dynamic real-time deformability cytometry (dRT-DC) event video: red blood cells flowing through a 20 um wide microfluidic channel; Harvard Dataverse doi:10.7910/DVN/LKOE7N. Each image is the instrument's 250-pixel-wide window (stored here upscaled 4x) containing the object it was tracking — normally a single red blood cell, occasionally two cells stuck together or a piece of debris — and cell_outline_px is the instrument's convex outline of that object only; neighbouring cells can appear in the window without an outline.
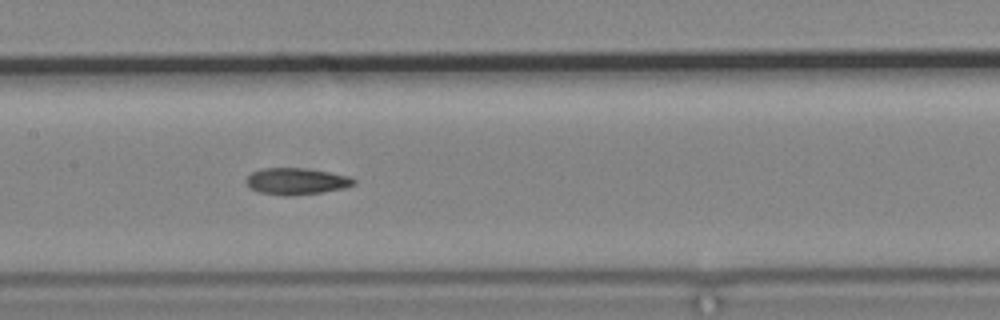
{"species": "common noctule bat (a hibernating species)", "species_latin": "Nyctalus noctula", "temperature_condition": "cold", "stored_images_in_passage": 14, "camera_frame_rate_fps": 3000, "um_per_image_px": 0.085, "animal": {"sex": "male", "body_mass_g": 19.2, "forearm_length_mm": 51.8}, "frame": {"image": 1, "passage_image": 7, "time_ms": 8.333, "image_size_px": [1000, 320], "cell_outline_px": [[356, 184], [344, 188], [320, 192], [288, 196], [260, 192], [248, 188], [244, 180], [252, 172], [264, 168], [304, 168], [328, 172], [348, 176], [356, 180]], "centroid_in_image_um": [25.16, 15.4], "position_along_channel_um": 182.2, "area_um2": 16.59}}
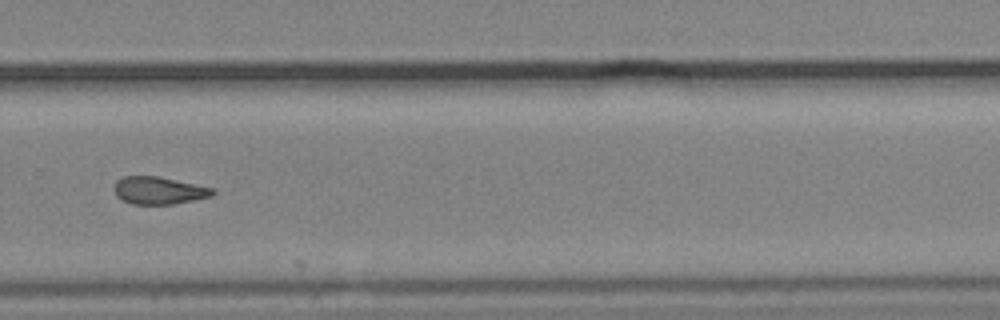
{"frame": {"image": 2, "passage_image": 10, "time_ms": 12.0, "image_size_px": [1000, 320], "cell_outline_px": [[216, 192], [212, 196], [176, 204], [132, 204], [116, 196], [112, 188], [116, 180], [124, 176], [156, 176], [216, 188]], "centroid_in_image_um": [13.51, 16.19], "position_along_channel_um": 316.3, "area_um2": 15.95}}
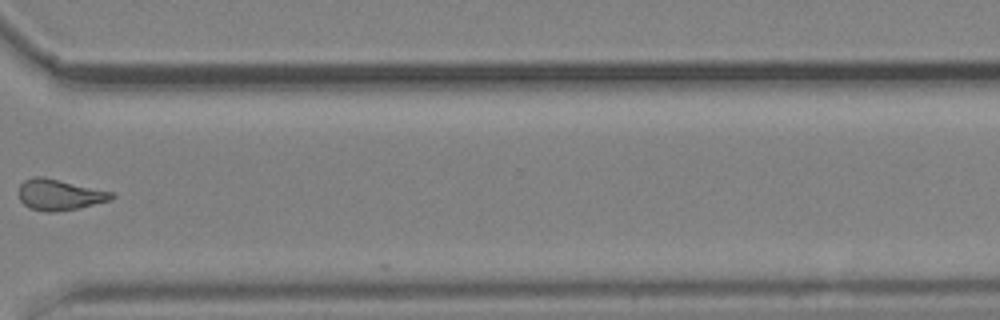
{"frame": {"image": 3, "passage_image": 11, "time_ms": 13.333, "image_size_px": [1000, 320], "cell_outline_px": [[116, 196], [112, 200], [80, 208], [52, 212], [48, 212], [28, 208], [20, 200], [16, 192], [20, 184], [24, 180], [32, 176], [44, 176], [112, 192]], "centroid_in_image_um": [5.02, 16.54], "position_along_channel_um": 365.6, "area_um2": 17.05}}